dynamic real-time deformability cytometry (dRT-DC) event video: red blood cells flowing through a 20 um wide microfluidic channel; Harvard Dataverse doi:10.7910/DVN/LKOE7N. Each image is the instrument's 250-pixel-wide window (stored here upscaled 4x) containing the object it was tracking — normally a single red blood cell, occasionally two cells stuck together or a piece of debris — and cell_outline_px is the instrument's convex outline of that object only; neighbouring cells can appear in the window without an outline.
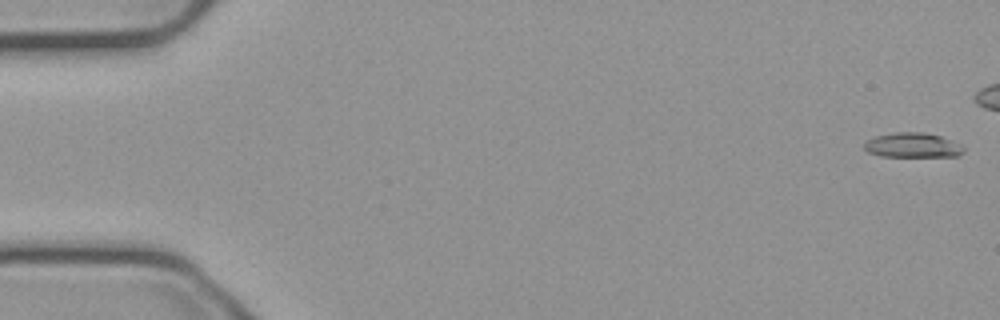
{"species": "common noctule bat (a hibernating species)", "species_latin": "Nyctalus noctula", "temperature_condition": "cold", "stored_images_in_passage": 45, "camera_frame_rate_fps": 3000, "um_per_image_px": 0.085, "animal": {"sex": "male", "body_mass_g": 23.1, "forearm_length_mm": 52.7}, "frame": {"image": 1, "passage_image": 1, "time_ms": 0.0, "image_size_px": [1000, 320], "cell_outline_px": [[964, 152], [956, 156], [880, 156], [868, 152], [864, 148], [864, 144], [868, 140], [876, 136], [896, 132], [924, 132], [940, 136], [964, 148]], "centroid_in_image_um": [77.53, 12.34], "position_along_channel_um": 7.5, "area_um2": 13.99}}
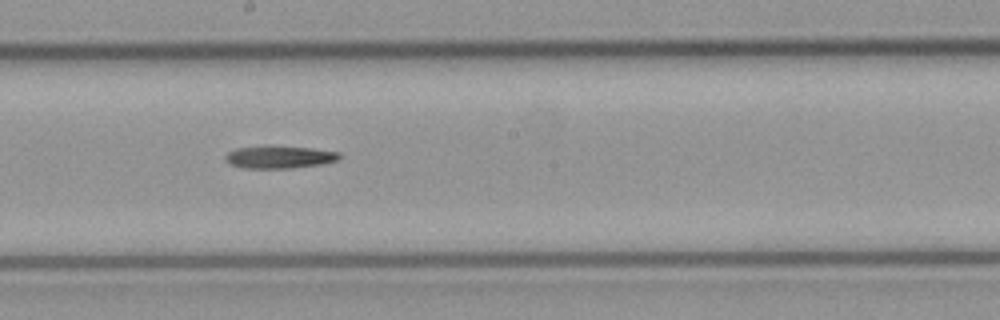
{"frame": {"image": 2, "passage_image": 30, "time_ms": 9.667, "image_size_px": [1000, 320], "cell_outline_px": [[340, 156], [336, 160], [320, 164], [292, 168], [244, 168], [228, 164], [224, 160], [224, 156], [228, 152], [236, 148], [264, 144], [272, 144], [312, 148], [340, 152]], "centroid_in_image_um": [23.66, 13.31], "position_along_channel_um": 224.5, "area_um2": 15.49}}
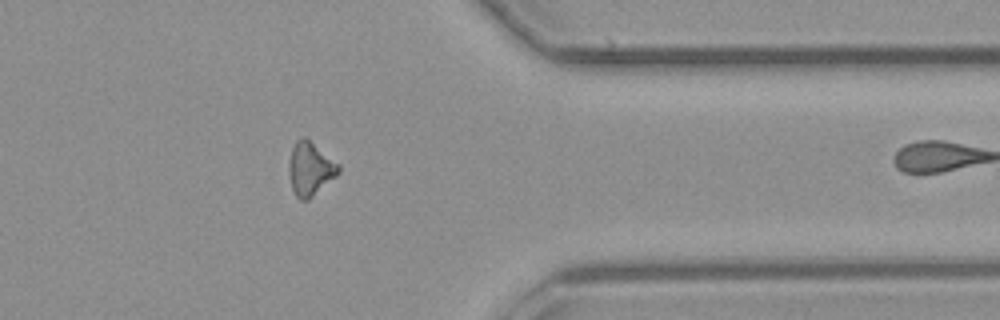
{"frame": {"image": 3, "passage_image": 44, "time_ms": 14.333, "image_size_px": [1000, 320], "cell_outline_px": [[340, 172], [336, 176], [308, 200], [300, 200], [296, 196], [292, 188], [288, 172], [288, 164], [292, 148], [296, 140], [300, 136], [304, 136], [340, 164]], "centroid_in_image_um": [26.36, 14.33], "position_along_channel_um": 385.0, "area_um2": 15.49}}